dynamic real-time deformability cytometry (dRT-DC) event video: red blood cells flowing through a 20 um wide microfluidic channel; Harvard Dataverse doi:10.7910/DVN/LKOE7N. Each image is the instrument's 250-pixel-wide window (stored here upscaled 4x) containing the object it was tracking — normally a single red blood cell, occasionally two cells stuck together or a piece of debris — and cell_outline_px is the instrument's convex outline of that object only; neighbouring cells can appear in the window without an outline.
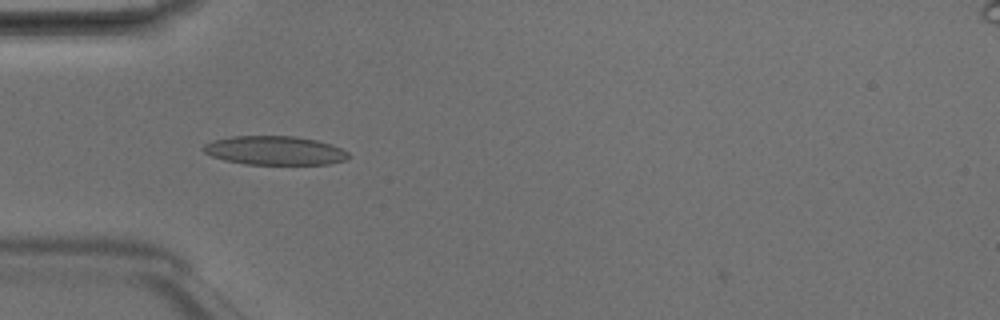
{"species": "Egyptian fruit bat (a non-hibernating species)", "species_latin": "Rousettus aegyptiacus", "temperature_condition": "room temperature", "stored_images_in_passage": 7, "camera_frame_rate_fps": 3000, "um_per_image_px": 0.085, "animal": {"sex": "male"}, "frame": {"image": 1, "passage_image": 5, "time_ms": 1.333, "image_size_px": [1000, 320], "cell_outline_px": [[348, 156], [344, 160], [328, 164], [244, 164], [224, 160], [212, 156], [204, 152], [200, 148], [204, 144], [212, 140], [232, 136], [292, 136], [316, 140], [340, 148], [348, 152]], "centroid_in_image_um": [23.27, 12.79], "position_along_channel_um": 61.7, "area_um2": 24.28}}
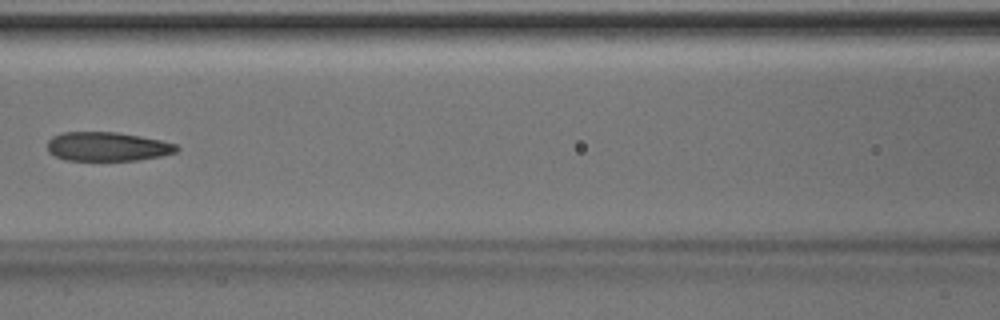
{"frame": {"image": 2, "passage_image": 7, "time_ms": 2.0, "image_size_px": [1000, 320], "cell_outline_px": [[180, 148], [176, 152], [160, 156], [136, 160], [64, 160], [48, 152], [48, 140], [52, 136], [60, 132], [116, 132], [140, 136], [160, 140], [176, 144]], "centroid_in_image_um": [9.1, 12.45], "position_along_channel_um": 157.5, "area_um2": 21.85}}